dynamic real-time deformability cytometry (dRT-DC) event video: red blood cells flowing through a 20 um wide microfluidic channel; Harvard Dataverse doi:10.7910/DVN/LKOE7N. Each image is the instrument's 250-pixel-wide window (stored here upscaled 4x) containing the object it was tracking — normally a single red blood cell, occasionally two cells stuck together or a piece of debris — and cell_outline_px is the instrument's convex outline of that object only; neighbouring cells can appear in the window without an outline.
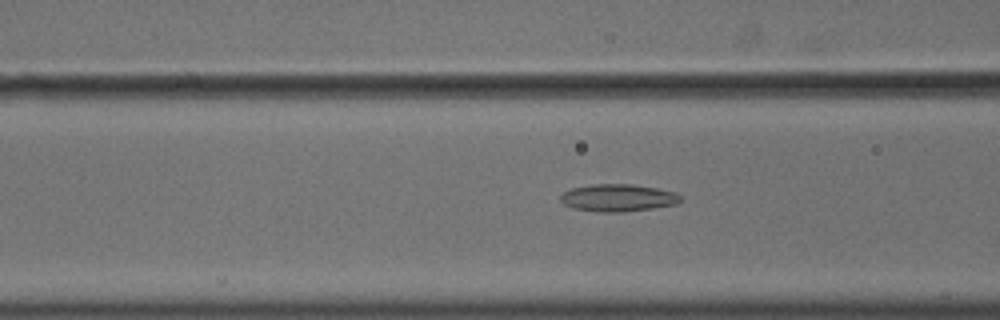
{"species": "common noctule bat (a hibernating species)", "species_latin": "Nyctalus noctula", "temperature_condition": "cold", "stored_images_in_passage": 57, "camera_frame_rate_fps": 3000, "um_per_image_px": 0.085, "animal": {"sex": "male", "body_mass_g": 18.8}, "frame": {"image": 1, "passage_image": 24, "time_ms": 7.667, "image_size_px": [1000, 320], "cell_outline_px": [[680, 200], [676, 204], [652, 208], [620, 212], [596, 212], [572, 208], [564, 204], [560, 200], [560, 196], [564, 192], [572, 188], [592, 184], [632, 184], [656, 188], [676, 192], [680, 196]], "centroid_in_image_um": [52.5, 16.81], "position_along_channel_um": 114.1, "area_um2": 19.07}}
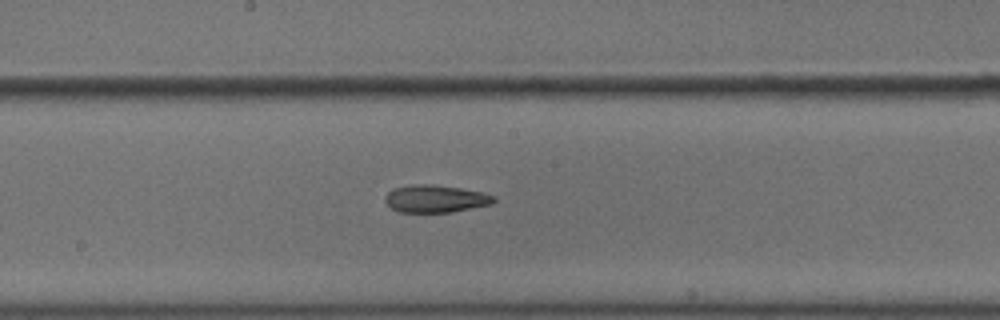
{"frame": {"image": 2, "passage_image": 32, "time_ms": 10.333, "image_size_px": [1000, 320], "cell_outline_px": [[496, 200], [492, 204], [452, 212], [400, 212], [392, 208], [384, 200], [384, 196], [392, 188], [412, 184], [428, 184], [460, 188], [484, 192], [496, 196]], "centroid_in_image_um": [37.03, 16.89], "position_along_channel_um": 211.2, "area_um2": 17.51}}
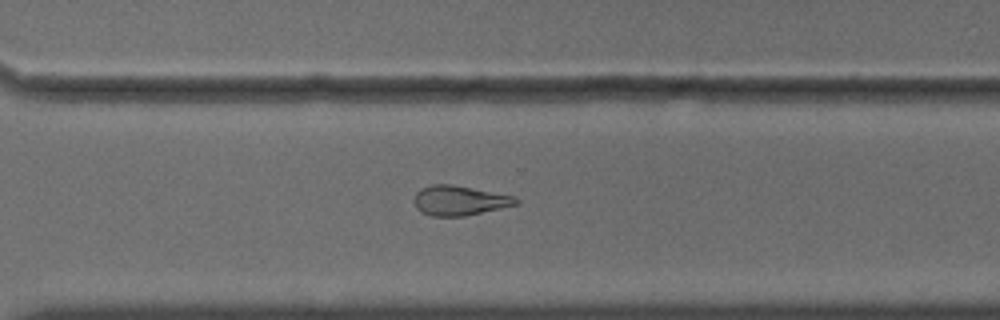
{"frame": {"image": 3, "passage_image": 42, "time_ms": 13.667, "image_size_px": [1000, 320], "cell_outline_px": [[520, 204], [464, 216], [432, 216], [420, 212], [416, 208], [412, 200], [416, 192], [420, 188], [432, 184], [452, 184], [516, 196], [520, 200]], "centroid_in_image_um": [39.05, 17.04], "position_along_channel_um": 331.6, "area_um2": 17.98}, "authors_computed_cell_mechanics": {"area_um2": 18.8428, "velocity_mm_per_s": 3.6213, "shape_relaxation_time_tau1_ms": null, "shape_relaxation_time_tau2_ms": 8.0659, "deformation_change_tau1": null, "deformation_change_tau2": 0.182}}